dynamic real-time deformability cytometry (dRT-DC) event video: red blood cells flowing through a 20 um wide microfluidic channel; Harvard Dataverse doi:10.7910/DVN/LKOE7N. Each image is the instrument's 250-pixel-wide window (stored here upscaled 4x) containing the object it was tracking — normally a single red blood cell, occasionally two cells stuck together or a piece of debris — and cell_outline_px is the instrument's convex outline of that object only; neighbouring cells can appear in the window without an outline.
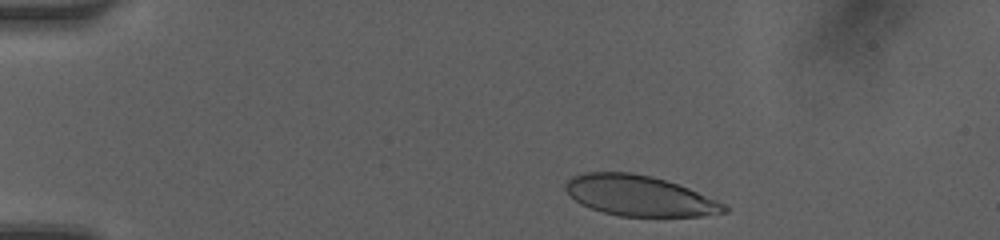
{"species": "human", "species_latin": "Homo sapiens", "temperature_condition": "room temperature", "stored_images_in_passage": 36, "camera_frame_rate_fps": 3000, "um_per_image_px": 0.085, "donor": {"sex": "female"}, "frame": {"image": 1, "passage_image": 2, "time_ms": 0.333, "image_size_px": [1000, 240], "cell_outline_px": [[728, 212], [700, 216], [620, 216], [604, 212], [580, 204], [564, 188], [564, 184], [572, 176], [584, 172], [632, 172], [652, 176], [688, 188], [716, 200], [724, 204], [728, 208]], "centroid_in_image_um": [54.33, 16.63], "position_along_channel_um": 30.7, "area_um2": 37.11}}
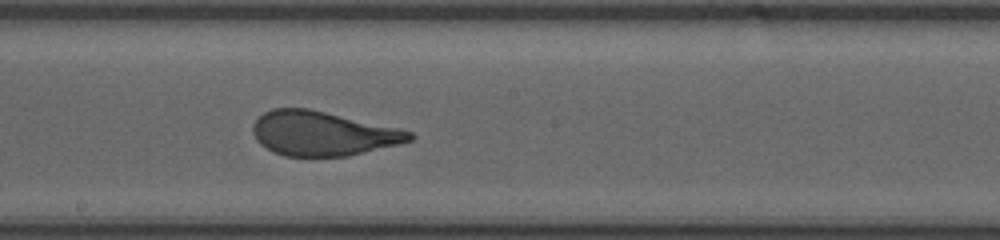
{"frame": {"image": 2, "passage_image": 21, "time_ms": 6.667, "image_size_px": [1000, 240], "cell_outline_px": [[416, 136], [412, 140], [348, 156], [284, 156], [260, 144], [256, 140], [252, 132], [252, 124], [264, 112], [272, 108], [308, 108], [400, 128], [412, 132]], "centroid_in_image_um": [27.41, 11.33], "position_along_channel_um": 220.8, "area_um2": 40.34}}
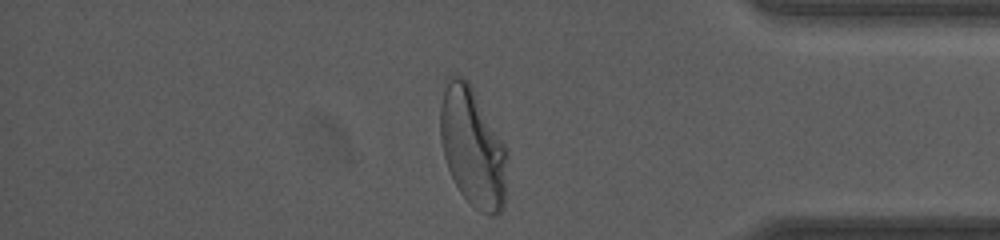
{"frame": {"image": 3, "passage_image": 35, "time_ms": 11.333, "image_size_px": [1000, 240], "cell_outline_px": [[508, 156], [504, 204], [500, 212], [492, 216], [488, 216], [480, 212], [460, 192], [448, 168], [444, 156], [440, 140], [440, 104], [444, 88], [448, 76], [452, 72], [456, 72], [468, 80], [504, 144], [508, 152]], "centroid_in_image_um": [40.16, 12.49], "position_along_channel_um": 395.0, "area_um2": 46.59}, "authors_computed_cell_mechanics": {"area_um2": 40.7779, "velocity_mm_per_s": 4.1669, "shape_relaxation_time_tau1_ms": 3.7622, "shape_relaxation_time_tau2_ms": null, "deformation_change_tau1": 0.2018, "deformation_change_tau2": null}}